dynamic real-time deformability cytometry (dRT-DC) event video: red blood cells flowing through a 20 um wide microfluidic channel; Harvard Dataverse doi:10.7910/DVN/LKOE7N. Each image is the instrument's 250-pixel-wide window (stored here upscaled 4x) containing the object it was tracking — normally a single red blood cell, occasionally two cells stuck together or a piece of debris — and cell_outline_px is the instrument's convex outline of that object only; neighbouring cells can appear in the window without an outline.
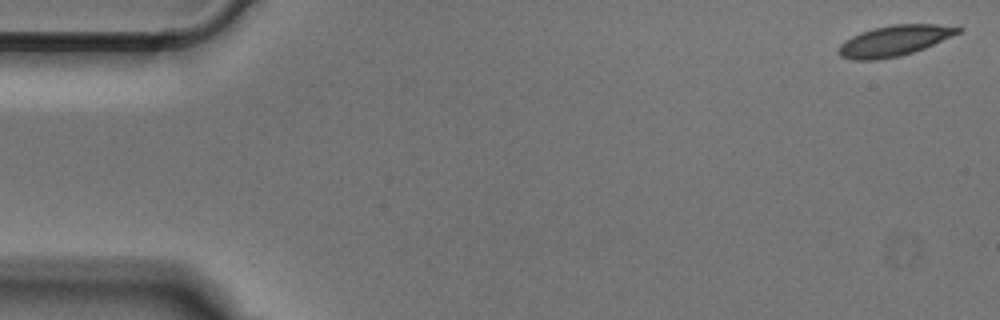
{"species": "Egyptian fruit bat (a non-hibernating species)", "species_latin": "Rousettus aegyptiacus", "temperature_condition": "cold", "stored_images_in_passage": 50, "camera_frame_rate_fps": 3000, "um_per_image_px": 0.085, "animal": {"sex": "male"}, "frame": {"image": 1, "passage_image": 1, "time_ms": 0.0, "image_size_px": [1000, 320], "cell_outline_px": [[964, 28], [960, 32], [924, 48], [900, 56], [876, 60], [852, 60], [840, 56], [836, 52], [836, 48], [844, 40], [860, 32], [872, 28], [892, 24], [936, 24]], "centroid_in_image_um": [75.94, 3.46], "position_along_channel_um": 9.1, "area_um2": 21.39}}
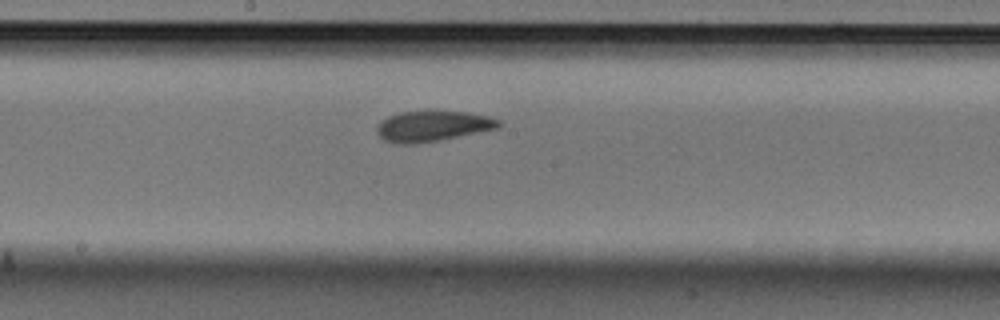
{"frame": {"image": 2, "passage_image": 26, "time_ms": 8.333, "image_size_px": [1000, 320], "cell_outline_px": [[500, 124], [496, 128], [440, 140], [416, 144], [396, 144], [384, 140], [376, 132], [376, 128], [380, 120], [388, 116], [400, 112], [468, 112], [488, 116], [500, 120]], "centroid_in_image_um": [36.71, 10.73], "position_along_channel_um": 211.5, "area_um2": 21.44}}
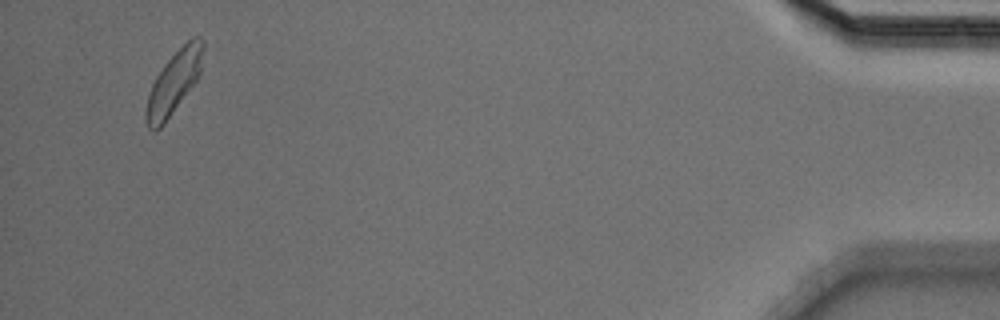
{"frame": {"image": 3, "passage_image": 48, "time_ms": 15.667, "image_size_px": [1000, 320], "cell_outline_px": [[204, 48], [200, 72], [196, 80], [164, 124], [160, 128], [152, 132], [148, 128], [144, 120], [144, 112], [148, 96], [152, 84], [156, 76], [164, 64], [192, 36], [200, 36], [204, 40]], "centroid_in_image_um": [14.76, 7.03], "position_along_channel_um": 420.4, "area_um2": 20.75}}